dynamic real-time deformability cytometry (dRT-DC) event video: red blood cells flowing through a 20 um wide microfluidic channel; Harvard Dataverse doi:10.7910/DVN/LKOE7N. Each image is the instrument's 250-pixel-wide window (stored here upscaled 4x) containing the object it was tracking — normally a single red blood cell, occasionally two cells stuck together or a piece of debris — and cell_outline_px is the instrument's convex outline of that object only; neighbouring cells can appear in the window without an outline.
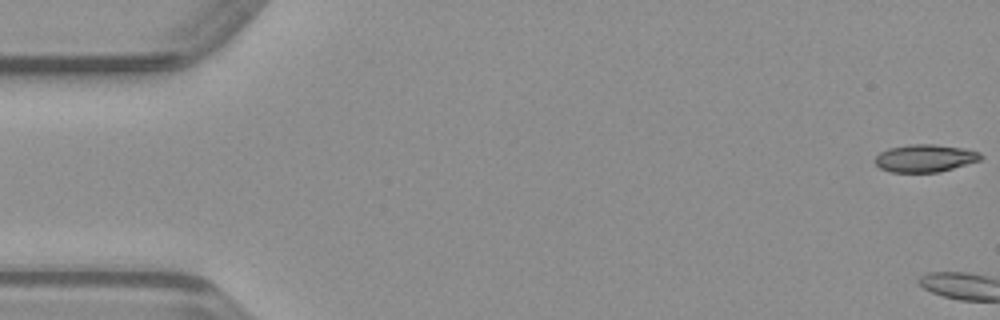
{"species": "common noctule bat (a hibernating species)", "species_latin": "Nyctalus noctula", "temperature_condition": "warm", "stored_images_in_passage": 3, "camera_frame_rate_fps": 3000, "um_per_image_px": 0.085, "animal": {"sex": "male", "body_mass_g": 23.1, "forearm_length_mm": 52.7}, "frame": {"image": 1, "passage_image": 1, "time_ms": 0.0, "image_size_px": [1000, 320], "cell_outline_px": [[984, 156], [980, 160], [940, 172], [888, 172], [880, 168], [876, 164], [876, 156], [880, 152], [888, 148], [912, 144], [932, 144], [964, 148], [980, 152]], "centroid_in_image_um": [78.64, 13.45], "position_along_channel_um": 6.4, "area_um2": 16.99}}